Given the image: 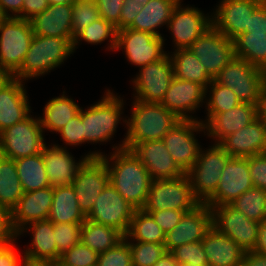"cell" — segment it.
Returning a JSON list of instances; mask_svg holds the SVG:
<instances>
[{
  "mask_svg": "<svg viewBox=\"0 0 266 266\" xmlns=\"http://www.w3.org/2000/svg\"><path fill=\"white\" fill-rule=\"evenodd\" d=\"M245 32L266 33V0L250 15L249 27H246Z\"/></svg>",
  "mask_w": 266,
  "mask_h": 266,
  "instance_id": "cell-54",
  "label": "cell"
},
{
  "mask_svg": "<svg viewBox=\"0 0 266 266\" xmlns=\"http://www.w3.org/2000/svg\"><path fill=\"white\" fill-rule=\"evenodd\" d=\"M13 76L5 70L0 69V89L12 78Z\"/></svg>",
  "mask_w": 266,
  "mask_h": 266,
  "instance_id": "cell-64",
  "label": "cell"
},
{
  "mask_svg": "<svg viewBox=\"0 0 266 266\" xmlns=\"http://www.w3.org/2000/svg\"><path fill=\"white\" fill-rule=\"evenodd\" d=\"M171 252L179 265L193 263L198 266H208L207 256L205 254L202 241L178 246Z\"/></svg>",
  "mask_w": 266,
  "mask_h": 266,
  "instance_id": "cell-48",
  "label": "cell"
},
{
  "mask_svg": "<svg viewBox=\"0 0 266 266\" xmlns=\"http://www.w3.org/2000/svg\"><path fill=\"white\" fill-rule=\"evenodd\" d=\"M201 202L193 194L186 174L174 179L152 180L143 211L173 209L191 211Z\"/></svg>",
  "mask_w": 266,
  "mask_h": 266,
  "instance_id": "cell-6",
  "label": "cell"
},
{
  "mask_svg": "<svg viewBox=\"0 0 266 266\" xmlns=\"http://www.w3.org/2000/svg\"><path fill=\"white\" fill-rule=\"evenodd\" d=\"M39 118L31 114L23 121L0 132V155L13 160L41 153L44 146Z\"/></svg>",
  "mask_w": 266,
  "mask_h": 266,
  "instance_id": "cell-9",
  "label": "cell"
},
{
  "mask_svg": "<svg viewBox=\"0 0 266 266\" xmlns=\"http://www.w3.org/2000/svg\"><path fill=\"white\" fill-rule=\"evenodd\" d=\"M49 7L48 0H24L22 6V19L30 20Z\"/></svg>",
  "mask_w": 266,
  "mask_h": 266,
  "instance_id": "cell-56",
  "label": "cell"
},
{
  "mask_svg": "<svg viewBox=\"0 0 266 266\" xmlns=\"http://www.w3.org/2000/svg\"><path fill=\"white\" fill-rule=\"evenodd\" d=\"M23 194L15 160L0 155V206L11 211Z\"/></svg>",
  "mask_w": 266,
  "mask_h": 266,
  "instance_id": "cell-38",
  "label": "cell"
},
{
  "mask_svg": "<svg viewBox=\"0 0 266 266\" xmlns=\"http://www.w3.org/2000/svg\"><path fill=\"white\" fill-rule=\"evenodd\" d=\"M170 58L175 78L193 81L203 85L205 88L214 79L189 48L175 49Z\"/></svg>",
  "mask_w": 266,
  "mask_h": 266,
  "instance_id": "cell-33",
  "label": "cell"
},
{
  "mask_svg": "<svg viewBox=\"0 0 266 266\" xmlns=\"http://www.w3.org/2000/svg\"><path fill=\"white\" fill-rule=\"evenodd\" d=\"M212 226L234 240L245 252L256 245L259 223L248 219L230 204L210 207Z\"/></svg>",
  "mask_w": 266,
  "mask_h": 266,
  "instance_id": "cell-13",
  "label": "cell"
},
{
  "mask_svg": "<svg viewBox=\"0 0 266 266\" xmlns=\"http://www.w3.org/2000/svg\"><path fill=\"white\" fill-rule=\"evenodd\" d=\"M149 213L154 221L161 227L166 234L171 231L179 222L184 213L189 211L164 209L157 211H145Z\"/></svg>",
  "mask_w": 266,
  "mask_h": 266,
  "instance_id": "cell-52",
  "label": "cell"
},
{
  "mask_svg": "<svg viewBox=\"0 0 266 266\" xmlns=\"http://www.w3.org/2000/svg\"><path fill=\"white\" fill-rule=\"evenodd\" d=\"M206 71L214 78L234 57V41L214 26L189 47Z\"/></svg>",
  "mask_w": 266,
  "mask_h": 266,
  "instance_id": "cell-16",
  "label": "cell"
},
{
  "mask_svg": "<svg viewBox=\"0 0 266 266\" xmlns=\"http://www.w3.org/2000/svg\"><path fill=\"white\" fill-rule=\"evenodd\" d=\"M264 0H221L213 13V26L229 39L249 27L250 15Z\"/></svg>",
  "mask_w": 266,
  "mask_h": 266,
  "instance_id": "cell-22",
  "label": "cell"
},
{
  "mask_svg": "<svg viewBox=\"0 0 266 266\" xmlns=\"http://www.w3.org/2000/svg\"><path fill=\"white\" fill-rule=\"evenodd\" d=\"M179 266H198V265H194L193 263H188V264H181Z\"/></svg>",
  "mask_w": 266,
  "mask_h": 266,
  "instance_id": "cell-69",
  "label": "cell"
},
{
  "mask_svg": "<svg viewBox=\"0 0 266 266\" xmlns=\"http://www.w3.org/2000/svg\"><path fill=\"white\" fill-rule=\"evenodd\" d=\"M135 210L109 182L96 198L95 204L86 219L113 227L125 236Z\"/></svg>",
  "mask_w": 266,
  "mask_h": 266,
  "instance_id": "cell-11",
  "label": "cell"
},
{
  "mask_svg": "<svg viewBox=\"0 0 266 266\" xmlns=\"http://www.w3.org/2000/svg\"><path fill=\"white\" fill-rule=\"evenodd\" d=\"M16 169L24 192L50 186L42 154L16 159Z\"/></svg>",
  "mask_w": 266,
  "mask_h": 266,
  "instance_id": "cell-37",
  "label": "cell"
},
{
  "mask_svg": "<svg viewBox=\"0 0 266 266\" xmlns=\"http://www.w3.org/2000/svg\"><path fill=\"white\" fill-rule=\"evenodd\" d=\"M109 183V171L101 157L87 158L78 169L71 184L82 213L87 216L96 198Z\"/></svg>",
  "mask_w": 266,
  "mask_h": 266,
  "instance_id": "cell-15",
  "label": "cell"
},
{
  "mask_svg": "<svg viewBox=\"0 0 266 266\" xmlns=\"http://www.w3.org/2000/svg\"><path fill=\"white\" fill-rule=\"evenodd\" d=\"M8 18V16L4 13L1 5H0V24L5 21Z\"/></svg>",
  "mask_w": 266,
  "mask_h": 266,
  "instance_id": "cell-67",
  "label": "cell"
},
{
  "mask_svg": "<svg viewBox=\"0 0 266 266\" xmlns=\"http://www.w3.org/2000/svg\"><path fill=\"white\" fill-rule=\"evenodd\" d=\"M164 38L152 33L124 28L117 31L115 50H124L127 60L142 67L159 61L167 53L163 50Z\"/></svg>",
  "mask_w": 266,
  "mask_h": 266,
  "instance_id": "cell-12",
  "label": "cell"
},
{
  "mask_svg": "<svg viewBox=\"0 0 266 266\" xmlns=\"http://www.w3.org/2000/svg\"><path fill=\"white\" fill-rule=\"evenodd\" d=\"M211 228V208L205 203H201L195 209L184 213L180 222L165 234V249L172 251L178 246L202 241Z\"/></svg>",
  "mask_w": 266,
  "mask_h": 266,
  "instance_id": "cell-19",
  "label": "cell"
},
{
  "mask_svg": "<svg viewBox=\"0 0 266 266\" xmlns=\"http://www.w3.org/2000/svg\"><path fill=\"white\" fill-rule=\"evenodd\" d=\"M108 38L110 43V46L108 47L113 51L116 47L117 29L112 23L100 17L90 25L86 26L74 37L72 42L73 52L77 48L76 46L82 40L96 45L104 42Z\"/></svg>",
  "mask_w": 266,
  "mask_h": 266,
  "instance_id": "cell-41",
  "label": "cell"
},
{
  "mask_svg": "<svg viewBox=\"0 0 266 266\" xmlns=\"http://www.w3.org/2000/svg\"><path fill=\"white\" fill-rule=\"evenodd\" d=\"M252 251L266 256V220L259 223L257 241Z\"/></svg>",
  "mask_w": 266,
  "mask_h": 266,
  "instance_id": "cell-59",
  "label": "cell"
},
{
  "mask_svg": "<svg viewBox=\"0 0 266 266\" xmlns=\"http://www.w3.org/2000/svg\"><path fill=\"white\" fill-rule=\"evenodd\" d=\"M23 3L24 0H0V5L4 13L12 18H22Z\"/></svg>",
  "mask_w": 266,
  "mask_h": 266,
  "instance_id": "cell-58",
  "label": "cell"
},
{
  "mask_svg": "<svg viewBox=\"0 0 266 266\" xmlns=\"http://www.w3.org/2000/svg\"><path fill=\"white\" fill-rule=\"evenodd\" d=\"M111 154L110 158L100 156L108 168L109 182L136 210L142 209L152 182L148 170L129 149L114 150Z\"/></svg>",
  "mask_w": 266,
  "mask_h": 266,
  "instance_id": "cell-1",
  "label": "cell"
},
{
  "mask_svg": "<svg viewBox=\"0 0 266 266\" xmlns=\"http://www.w3.org/2000/svg\"><path fill=\"white\" fill-rule=\"evenodd\" d=\"M248 166L253 186L266 190V154L248 157Z\"/></svg>",
  "mask_w": 266,
  "mask_h": 266,
  "instance_id": "cell-50",
  "label": "cell"
},
{
  "mask_svg": "<svg viewBox=\"0 0 266 266\" xmlns=\"http://www.w3.org/2000/svg\"><path fill=\"white\" fill-rule=\"evenodd\" d=\"M230 158L216 143L205 151L200 149L197 160L185 174L189 178L193 194L201 203H205L215 193L222 170Z\"/></svg>",
  "mask_w": 266,
  "mask_h": 266,
  "instance_id": "cell-5",
  "label": "cell"
},
{
  "mask_svg": "<svg viewBox=\"0 0 266 266\" xmlns=\"http://www.w3.org/2000/svg\"><path fill=\"white\" fill-rule=\"evenodd\" d=\"M21 266H59V261L23 258Z\"/></svg>",
  "mask_w": 266,
  "mask_h": 266,
  "instance_id": "cell-63",
  "label": "cell"
},
{
  "mask_svg": "<svg viewBox=\"0 0 266 266\" xmlns=\"http://www.w3.org/2000/svg\"><path fill=\"white\" fill-rule=\"evenodd\" d=\"M131 113L130 119L123 120L127 126L125 138L119 146H113L114 150L122 148L130 150L137 143L162 140L180 120L160 103H147L136 99Z\"/></svg>",
  "mask_w": 266,
  "mask_h": 266,
  "instance_id": "cell-2",
  "label": "cell"
},
{
  "mask_svg": "<svg viewBox=\"0 0 266 266\" xmlns=\"http://www.w3.org/2000/svg\"><path fill=\"white\" fill-rule=\"evenodd\" d=\"M124 0H97L99 15L120 30V14Z\"/></svg>",
  "mask_w": 266,
  "mask_h": 266,
  "instance_id": "cell-51",
  "label": "cell"
},
{
  "mask_svg": "<svg viewBox=\"0 0 266 266\" xmlns=\"http://www.w3.org/2000/svg\"><path fill=\"white\" fill-rule=\"evenodd\" d=\"M124 239V235L117 229L90 220L82 223L81 242L98 254L115 247Z\"/></svg>",
  "mask_w": 266,
  "mask_h": 266,
  "instance_id": "cell-36",
  "label": "cell"
},
{
  "mask_svg": "<svg viewBox=\"0 0 266 266\" xmlns=\"http://www.w3.org/2000/svg\"><path fill=\"white\" fill-rule=\"evenodd\" d=\"M73 38L34 35L21 68L13 75L21 81L47 74L73 54Z\"/></svg>",
  "mask_w": 266,
  "mask_h": 266,
  "instance_id": "cell-3",
  "label": "cell"
},
{
  "mask_svg": "<svg viewBox=\"0 0 266 266\" xmlns=\"http://www.w3.org/2000/svg\"><path fill=\"white\" fill-rule=\"evenodd\" d=\"M23 81L12 77L0 89V132L30 115V105Z\"/></svg>",
  "mask_w": 266,
  "mask_h": 266,
  "instance_id": "cell-27",
  "label": "cell"
},
{
  "mask_svg": "<svg viewBox=\"0 0 266 266\" xmlns=\"http://www.w3.org/2000/svg\"><path fill=\"white\" fill-rule=\"evenodd\" d=\"M233 41L236 57L266 72V33L243 32Z\"/></svg>",
  "mask_w": 266,
  "mask_h": 266,
  "instance_id": "cell-35",
  "label": "cell"
},
{
  "mask_svg": "<svg viewBox=\"0 0 266 266\" xmlns=\"http://www.w3.org/2000/svg\"><path fill=\"white\" fill-rule=\"evenodd\" d=\"M180 0H150L128 27L162 37L157 28L167 26L172 12Z\"/></svg>",
  "mask_w": 266,
  "mask_h": 266,
  "instance_id": "cell-31",
  "label": "cell"
},
{
  "mask_svg": "<svg viewBox=\"0 0 266 266\" xmlns=\"http://www.w3.org/2000/svg\"><path fill=\"white\" fill-rule=\"evenodd\" d=\"M75 2H86V3H94V4H96L97 0H75Z\"/></svg>",
  "mask_w": 266,
  "mask_h": 266,
  "instance_id": "cell-68",
  "label": "cell"
},
{
  "mask_svg": "<svg viewBox=\"0 0 266 266\" xmlns=\"http://www.w3.org/2000/svg\"><path fill=\"white\" fill-rule=\"evenodd\" d=\"M17 240V233L11 223V211L0 206V247L12 244Z\"/></svg>",
  "mask_w": 266,
  "mask_h": 266,
  "instance_id": "cell-53",
  "label": "cell"
},
{
  "mask_svg": "<svg viewBox=\"0 0 266 266\" xmlns=\"http://www.w3.org/2000/svg\"><path fill=\"white\" fill-rule=\"evenodd\" d=\"M75 0H48L49 5H72Z\"/></svg>",
  "mask_w": 266,
  "mask_h": 266,
  "instance_id": "cell-65",
  "label": "cell"
},
{
  "mask_svg": "<svg viewBox=\"0 0 266 266\" xmlns=\"http://www.w3.org/2000/svg\"><path fill=\"white\" fill-rule=\"evenodd\" d=\"M253 187L249 174L248 158L231 157L222 170L215 193L205 204L210 207L230 204Z\"/></svg>",
  "mask_w": 266,
  "mask_h": 266,
  "instance_id": "cell-18",
  "label": "cell"
},
{
  "mask_svg": "<svg viewBox=\"0 0 266 266\" xmlns=\"http://www.w3.org/2000/svg\"><path fill=\"white\" fill-rule=\"evenodd\" d=\"M181 1L175 6L167 27L173 35L176 49H187L200 35L213 27V16H205L196 7L184 8Z\"/></svg>",
  "mask_w": 266,
  "mask_h": 266,
  "instance_id": "cell-17",
  "label": "cell"
},
{
  "mask_svg": "<svg viewBox=\"0 0 266 266\" xmlns=\"http://www.w3.org/2000/svg\"><path fill=\"white\" fill-rule=\"evenodd\" d=\"M41 154L51 187L71 185L78 169L87 158H98L103 155L100 151H94L82 157L79 162H75L65 147L56 144L51 147L45 145Z\"/></svg>",
  "mask_w": 266,
  "mask_h": 266,
  "instance_id": "cell-21",
  "label": "cell"
},
{
  "mask_svg": "<svg viewBox=\"0 0 266 266\" xmlns=\"http://www.w3.org/2000/svg\"><path fill=\"white\" fill-rule=\"evenodd\" d=\"M97 266H133L128 242L123 239L115 247L100 253Z\"/></svg>",
  "mask_w": 266,
  "mask_h": 266,
  "instance_id": "cell-47",
  "label": "cell"
},
{
  "mask_svg": "<svg viewBox=\"0 0 266 266\" xmlns=\"http://www.w3.org/2000/svg\"><path fill=\"white\" fill-rule=\"evenodd\" d=\"M142 9L140 4L124 3L120 14V30L128 28Z\"/></svg>",
  "mask_w": 266,
  "mask_h": 266,
  "instance_id": "cell-57",
  "label": "cell"
},
{
  "mask_svg": "<svg viewBox=\"0 0 266 266\" xmlns=\"http://www.w3.org/2000/svg\"><path fill=\"white\" fill-rule=\"evenodd\" d=\"M205 132L200 120L180 119L164 135L163 142L178 166L186 173L197 160L200 145L194 132Z\"/></svg>",
  "mask_w": 266,
  "mask_h": 266,
  "instance_id": "cell-10",
  "label": "cell"
},
{
  "mask_svg": "<svg viewBox=\"0 0 266 266\" xmlns=\"http://www.w3.org/2000/svg\"><path fill=\"white\" fill-rule=\"evenodd\" d=\"M100 18L98 7L94 3L74 2L72 4V34L74 37L86 26Z\"/></svg>",
  "mask_w": 266,
  "mask_h": 266,
  "instance_id": "cell-46",
  "label": "cell"
},
{
  "mask_svg": "<svg viewBox=\"0 0 266 266\" xmlns=\"http://www.w3.org/2000/svg\"><path fill=\"white\" fill-rule=\"evenodd\" d=\"M81 229L82 223H53L57 261H59L61 254L81 242Z\"/></svg>",
  "mask_w": 266,
  "mask_h": 266,
  "instance_id": "cell-44",
  "label": "cell"
},
{
  "mask_svg": "<svg viewBox=\"0 0 266 266\" xmlns=\"http://www.w3.org/2000/svg\"><path fill=\"white\" fill-rule=\"evenodd\" d=\"M130 150L146 167L152 180L174 179L185 174L170 155L163 140L137 143Z\"/></svg>",
  "mask_w": 266,
  "mask_h": 266,
  "instance_id": "cell-20",
  "label": "cell"
},
{
  "mask_svg": "<svg viewBox=\"0 0 266 266\" xmlns=\"http://www.w3.org/2000/svg\"><path fill=\"white\" fill-rule=\"evenodd\" d=\"M99 254L82 242L61 254V266H97Z\"/></svg>",
  "mask_w": 266,
  "mask_h": 266,
  "instance_id": "cell-45",
  "label": "cell"
},
{
  "mask_svg": "<svg viewBox=\"0 0 266 266\" xmlns=\"http://www.w3.org/2000/svg\"><path fill=\"white\" fill-rule=\"evenodd\" d=\"M208 266H241L245 251L213 226L202 239Z\"/></svg>",
  "mask_w": 266,
  "mask_h": 266,
  "instance_id": "cell-28",
  "label": "cell"
},
{
  "mask_svg": "<svg viewBox=\"0 0 266 266\" xmlns=\"http://www.w3.org/2000/svg\"><path fill=\"white\" fill-rule=\"evenodd\" d=\"M19 256L14 242L10 245L0 247V266H21L24 257Z\"/></svg>",
  "mask_w": 266,
  "mask_h": 266,
  "instance_id": "cell-55",
  "label": "cell"
},
{
  "mask_svg": "<svg viewBox=\"0 0 266 266\" xmlns=\"http://www.w3.org/2000/svg\"><path fill=\"white\" fill-rule=\"evenodd\" d=\"M140 69L139 74L132 81L136 91L134 99L147 103H161L174 78L169 53L159 61L142 66Z\"/></svg>",
  "mask_w": 266,
  "mask_h": 266,
  "instance_id": "cell-14",
  "label": "cell"
},
{
  "mask_svg": "<svg viewBox=\"0 0 266 266\" xmlns=\"http://www.w3.org/2000/svg\"><path fill=\"white\" fill-rule=\"evenodd\" d=\"M58 133L66 145H79L83 143V120L81 114H76L71 120L63 126Z\"/></svg>",
  "mask_w": 266,
  "mask_h": 266,
  "instance_id": "cell-49",
  "label": "cell"
},
{
  "mask_svg": "<svg viewBox=\"0 0 266 266\" xmlns=\"http://www.w3.org/2000/svg\"><path fill=\"white\" fill-rule=\"evenodd\" d=\"M205 97L206 88L203 85L174 77L160 104L179 119L196 120L189 114L201 107Z\"/></svg>",
  "mask_w": 266,
  "mask_h": 266,
  "instance_id": "cell-23",
  "label": "cell"
},
{
  "mask_svg": "<svg viewBox=\"0 0 266 266\" xmlns=\"http://www.w3.org/2000/svg\"><path fill=\"white\" fill-rule=\"evenodd\" d=\"M153 266H179V263L171 251H166Z\"/></svg>",
  "mask_w": 266,
  "mask_h": 266,
  "instance_id": "cell-62",
  "label": "cell"
},
{
  "mask_svg": "<svg viewBox=\"0 0 266 266\" xmlns=\"http://www.w3.org/2000/svg\"><path fill=\"white\" fill-rule=\"evenodd\" d=\"M48 220L52 223H83L86 220L72 185L53 187V200Z\"/></svg>",
  "mask_w": 266,
  "mask_h": 266,
  "instance_id": "cell-32",
  "label": "cell"
},
{
  "mask_svg": "<svg viewBox=\"0 0 266 266\" xmlns=\"http://www.w3.org/2000/svg\"><path fill=\"white\" fill-rule=\"evenodd\" d=\"M63 94L52 98L44 107V116L39 117L40 125L44 130L58 132L76 114L79 113L80 106L73 99Z\"/></svg>",
  "mask_w": 266,
  "mask_h": 266,
  "instance_id": "cell-34",
  "label": "cell"
},
{
  "mask_svg": "<svg viewBox=\"0 0 266 266\" xmlns=\"http://www.w3.org/2000/svg\"><path fill=\"white\" fill-rule=\"evenodd\" d=\"M208 89L210 91H207ZM207 92L210 93V98L206 101V114L223 113L241 103L232 89L217 83L214 79L206 88V95Z\"/></svg>",
  "mask_w": 266,
  "mask_h": 266,
  "instance_id": "cell-42",
  "label": "cell"
},
{
  "mask_svg": "<svg viewBox=\"0 0 266 266\" xmlns=\"http://www.w3.org/2000/svg\"><path fill=\"white\" fill-rule=\"evenodd\" d=\"M133 266H153L166 252L164 244L128 241Z\"/></svg>",
  "mask_w": 266,
  "mask_h": 266,
  "instance_id": "cell-43",
  "label": "cell"
},
{
  "mask_svg": "<svg viewBox=\"0 0 266 266\" xmlns=\"http://www.w3.org/2000/svg\"><path fill=\"white\" fill-rule=\"evenodd\" d=\"M248 219L258 223L266 220V190L253 187L230 203Z\"/></svg>",
  "mask_w": 266,
  "mask_h": 266,
  "instance_id": "cell-40",
  "label": "cell"
},
{
  "mask_svg": "<svg viewBox=\"0 0 266 266\" xmlns=\"http://www.w3.org/2000/svg\"><path fill=\"white\" fill-rule=\"evenodd\" d=\"M219 145L231 156L248 158L266 150V123L257 118L249 125L225 137Z\"/></svg>",
  "mask_w": 266,
  "mask_h": 266,
  "instance_id": "cell-26",
  "label": "cell"
},
{
  "mask_svg": "<svg viewBox=\"0 0 266 266\" xmlns=\"http://www.w3.org/2000/svg\"><path fill=\"white\" fill-rule=\"evenodd\" d=\"M34 35L73 38L72 5H49L30 19Z\"/></svg>",
  "mask_w": 266,
  "mask_h": 266,
  "instance_id": "cell-29",
  "label": "cell"
},
{
  "mask_svg": "<svg viewBox=\"0 0 266 266\" xmlns=\"http://www.w3.org/2000/svg\"><path fill=\"white\" fill-rule=\"evenodd\" d=\"M214 80L232 89L241 103L257 105L266 72L235 56Z\"/></svg>",
  "mask_w": 266,
  "mask_h": 266,
  "instance_id": "cell-8",
  "label": "cell"
},
{
  "mask_svg": "<svg viewBox=\"0 0 266 266\" xmlns=\"http://www.w3.org/2000/svg\"><path fill=\"white\" fill-rule=\"evenodd\" d=\"M34 36L30 20L8 17L0 24V69L12 76L21 68Z\"/></svg>",
  "mask_w": 266,
  "mask_h": 266,
  "instance_id": "cell-7",
  "label": "cell"
},
{
  "mask_svg": "<svg viewBox=\"0 0 266 266\" xmlns=\"http://www.w3.org/2000/svg\"><path fill=\"white\" fill-rule=\"evenodd\" d=\"M257 118L266 123V82L262 85L258 97Z\"/></svg>",
  "mask_w": 266,
  "mask_h": 266,
  "instance_id": "cell-61",
  "label": "cell"
},
{
  "mask_svg": "<svg viewBox=\"0 0 266 266\" xmlns=\"http://www.w3.org/2000/svg\"><path fill=\"white\" fill-rule=\"evenodd\" d=\"M241 266H266V256L254 251H246Z\"/></svg>",
  "mask_w": 266,
  "mask_h": 266,
  "instance_id": "cell-60",
  "label": "cell"
},
{
  "mask_svg": "<svg viewBox=\"0 0 266 266\" xmlns=\"http://www.w3.org/2000/svg\"><path fill=\"white\" fill-rule=\"evenodd\" d=\"M257 119V105L240 103L226 112L207 114L204 125L207 135L219 144L225 137L249 125Z\"/></svg>",
  "mask_w": 266,
  "mask_h": 266,
  "instance_id": "cell-24",
  "label": "cell"
},
{
  "mask_svg": "<svg viewBox=\"0 0 266 266\" xmlns=\"http://www.w3.org/2000/svg\"><path fill=\"white\" fill-rule=\"evenodd\" d=\"M130 237V238H129ZM125 240L164 244L165 233L149 213L135 210ZM131 239V240H130Z\"/></svg>",
  "mask_w": 266,
  "mask_h": 266,
  "instance_id": "cell-39",
  "label": "cell"
},
{
  "mask_svg": "<svg viewBox=\"0 0 266 266\" xmlns=\"http://www.w3.org/2000/svg\"><path fill=\"white\" fill-rule=\"evenodd\" d=\"M26 229L31 231L33 238L31 247L24 251L23 257L32 260L57 261V246L54 240L53 223L49 220L32 222L21 228L17 232V237L26 232Z\"/></svg>",
  "mask_w": 266,
  "mask_h": 266,
  "instance_id": "cell-30",
  "label": "cell"
},
{
  "mask_svg": "<svg viewBox=\"0 0 266 266\" xmlns=\"http://www.w3.org/2000/svg\"><path fill=\"white\" fill-rule=\"evenodd\" d=\"M53 200V187L49 186L24 192L17 205L11 210V223L17 233L25 225L48 220Z\"/></svg>",
  "mask_w": 266,
  "mask_h": 266,
  "instance_id": "cell-25",
  "label": "cell"
},
{
  "mask_svg": "<svg viewBox=\"0 0 266 266\" xmlns=\"http://www.w3.org/2000/svg\"><path fill=\"white\" fill-rule=\"evenodd\" d=\"M150 0H124V3H135V4H140V6H146L147 3Z\"/></svg>",
  "mask_w": 266,
  "mask_h": 266,
  "instance_id": "cell-66",
  "label": "cell"
},
{
  "mask_svg": "<svg viewBox=\"0 0 266 266\" xmlns=\"http://www.w3.org/2000/svg\"><path fill=\"white\" fill-rule=\"evenodd\" d=\"M123 100L110 90L102 99L83 110H79L83 120V143L107 142L112 138L122 120Z\"/></svg>",
  "mask_w": 266,
  "mask_h": 266,
  "instance_id": "cell-4",
  "label": "cell"
}]
</instances>
